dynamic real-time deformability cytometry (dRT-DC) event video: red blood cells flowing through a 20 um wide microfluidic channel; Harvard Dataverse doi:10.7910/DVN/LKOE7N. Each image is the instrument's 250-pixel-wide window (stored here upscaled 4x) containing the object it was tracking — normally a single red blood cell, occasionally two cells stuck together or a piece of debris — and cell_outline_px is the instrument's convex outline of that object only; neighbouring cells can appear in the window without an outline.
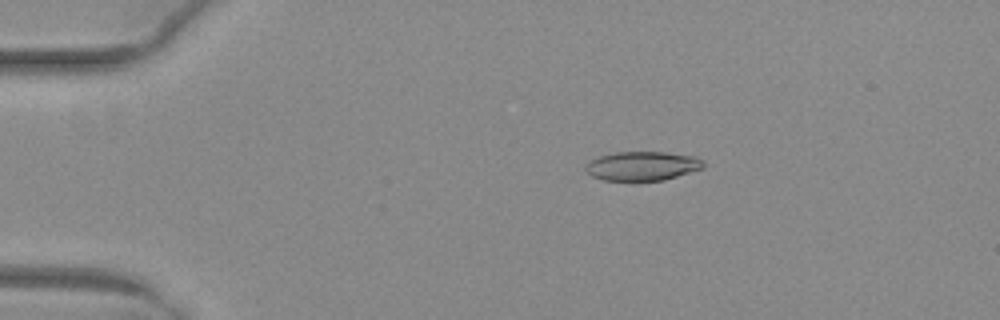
{"species": "common noctule bat (a hibernating species)", "species_latin": "Nyctalus noctula", "temperature_condition": "warm", "stored_images_in_passage": 52, "camera_frame_rate_fps": 3000, "um_per_image_px": 0.085, "animal": {"sex": "female", "body_mass_g": 29.2, "forearm_length_mm": 56.3}, "frame": {"image": 1, "passage_image": 11, "time_ms": 3.333, "image_size_px": [1000, 320], "cell_outline_px": [[704, 168], [664, 180], [604, 180], [592, 176], [584, 168], [588, 160], [600, 156], [616, 152], [664, 152], [696, 156], [704, 160]], "centroid_in_image_um": [54.61, 14.1], "position_along_channel_um": 30.4, "area_um2": 20.0}}
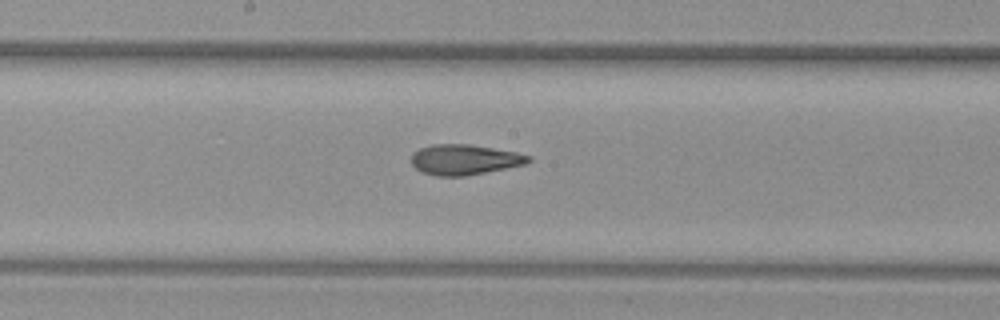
{"frame": {"image": 2, "passage_image": 29, "time_ms": 9.333, "image_size_px": [1000, 320], "cell_outline_px": [[532, 160], [524, 164], [464, 176], [436, 176], [420, 172], [412, 164], [412, 152], [420, 148], [432, 144], [468, 144], [516, 152], [532, 156]], "centroid_in_image_um": [39.45, 13.56], "position_along_channel_um": 208.8, "area_um2": 20.58}}
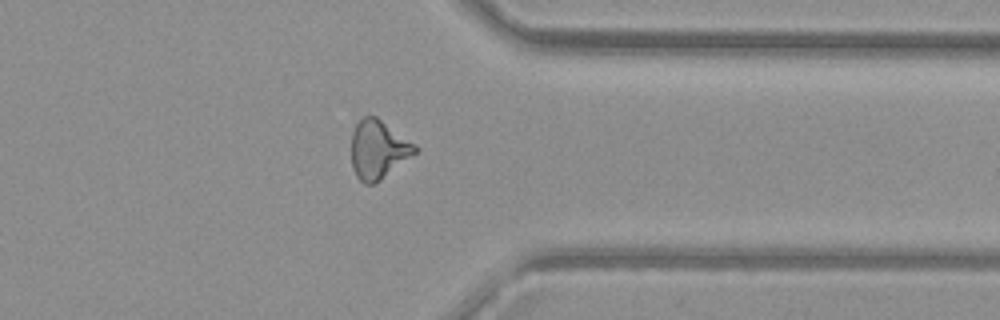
{"frame": {"image": 3, "passage_image": 42, "time_ms": 13.667, "image_size_px": [1000, 320], "cell_outline_px": [[420, 148], [416, 152], [380, 180], [372, 184], [364, 184], [356, 176], [352, 168], [352, 132], [356, 124], [364, 116], [376, 116], [416, 144]], "centroid_in_image_um": [32.14, 12.7], "position_along_channel_um": 379.3, "area_um2": 21.56}, "authors_computed_cell_mechanics": {"area_um2": 20.8947, "velocity_mm_per_s": 4.056, "shape_relaxation_time_tau1_ms": null, "shape_relaxation_time_tau2_ms": 2.1256, "deformation_change_tau1": null, "deformation_change_tau2": 0.1076}}